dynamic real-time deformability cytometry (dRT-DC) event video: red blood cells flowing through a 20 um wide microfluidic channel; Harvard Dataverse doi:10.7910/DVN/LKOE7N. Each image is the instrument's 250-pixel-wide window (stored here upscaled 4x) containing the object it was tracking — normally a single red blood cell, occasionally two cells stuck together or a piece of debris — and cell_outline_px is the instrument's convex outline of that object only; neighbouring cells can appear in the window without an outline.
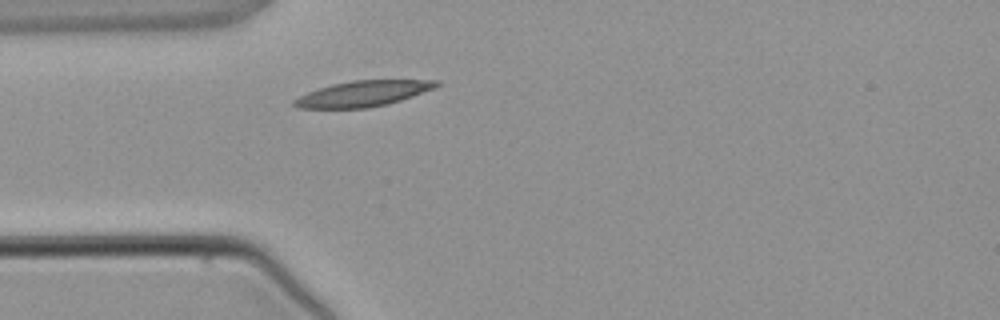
{"species": "common noctule bat (a hibernating species)", "species_latin": "Nyctalus noctula", "temperature_condition": "warm", "stored_images_in_passage": 1, "camera_frame_rate_fps": 3000, "um_per_image_px": 0.085, "animal": {"sex": "male", "body_mass_g": 21.5, "forearm_length_mm": 52.0}, "frame": {"image": 1, "passage_image": 1, "time_ms": 0.0, "image_size_px": [1000, 320], "cell_outline_px": [[440, 84], [436, 88], [388, 104], [368, 108], [296, 108], [292, 104], [292, 100], [316, 88], [332, 84], [352, 80], [440, 80]], "centroid_in_image_um": [30.84, 7.96], "position_along_channel_um": 54.2, "area_um2": 21.39}}